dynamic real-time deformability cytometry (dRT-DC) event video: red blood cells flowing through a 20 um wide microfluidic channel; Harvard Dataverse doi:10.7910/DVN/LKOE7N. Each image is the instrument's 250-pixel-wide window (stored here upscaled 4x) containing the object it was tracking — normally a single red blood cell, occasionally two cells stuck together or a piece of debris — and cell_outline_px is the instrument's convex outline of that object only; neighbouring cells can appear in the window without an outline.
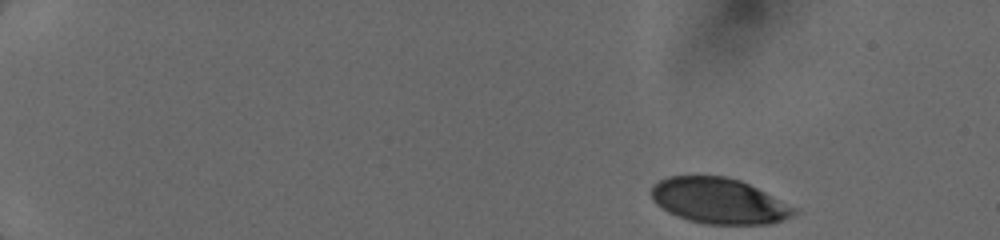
{"species": "human", "species_latin": "Homo sapiens", "temperature_condition": "cold", "stored_images_in_passage": 27, "camera_frame_rate_fps": 3000, "um_per_image_px": 0.085, "donor": {"sex": "female"}, "frame": {"image": 1, "passage_image": 1, "time_ms": 0.0, "image_size_px": [1000, 240], "cell_outline_px": [[800, 212], [792, 216], [772, 224], [708, 224], [688, 220], [676, 216], [668, 212], [656, 204], [652, 200], [652, 184], [668, 176], [724, 176], [740, 180], [800, 208]], "centroid_in_image_um": [61.15, 17.08], "position_along_channel_um": 23.8, "area_um2": 38.26}}
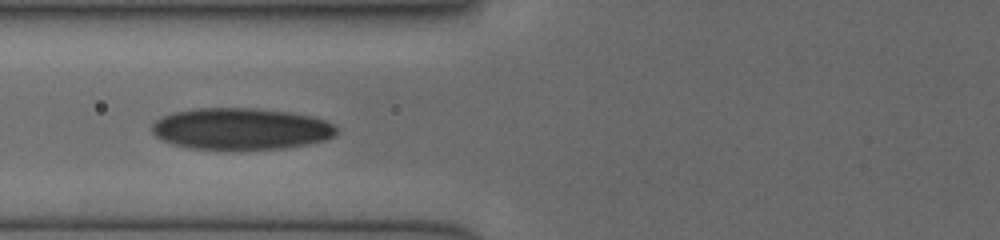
{"frame": {"image": 2, "passage_image": 20, "time_ms": 5.333, "image_size_px": [1000, 240], "cell_outline_px": [[340, 128], [336, 136], [324, 140], [308, 144], [288, 148], [232, 152], [188, 148], [172, 144], [160, 140], [152, 132], [152, 124], [156, 120], [172, 112], [192, 108], [252, 108], [288, 112], [312, 116], [336, 124]], "centroid_in_image_um": [20.49, 10.99], "position_along_channel_um": 105.3, "area_um2": 46.24}}
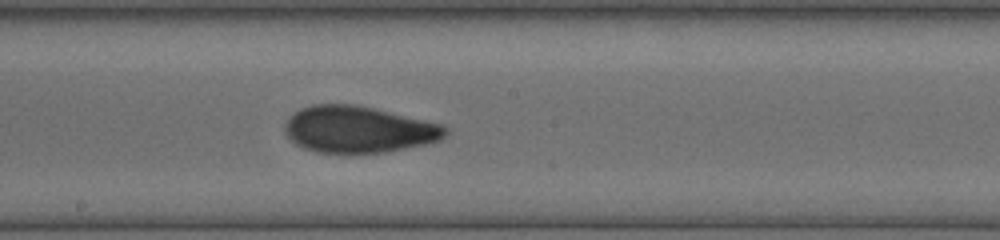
{"frame": {"image": 3, "passage_image": 27, "time_ms": 8.0, "image_size_px": [1000, 240], "cell_outline_px": [[448, 132], [440, 140], [424, 144], [384, 152], [316, 152], [304, 148], [296, 144], [284, 132], [284, 124], [288, 116], [292, 112], [300, 108], [312, 104], [352, 104], [372, 108], [440, 124], [448, 128]], "centroid_in_image_um": [30.4, 10.99], "position_along_channel_um": 217.8, "area_um2": 43.18}}